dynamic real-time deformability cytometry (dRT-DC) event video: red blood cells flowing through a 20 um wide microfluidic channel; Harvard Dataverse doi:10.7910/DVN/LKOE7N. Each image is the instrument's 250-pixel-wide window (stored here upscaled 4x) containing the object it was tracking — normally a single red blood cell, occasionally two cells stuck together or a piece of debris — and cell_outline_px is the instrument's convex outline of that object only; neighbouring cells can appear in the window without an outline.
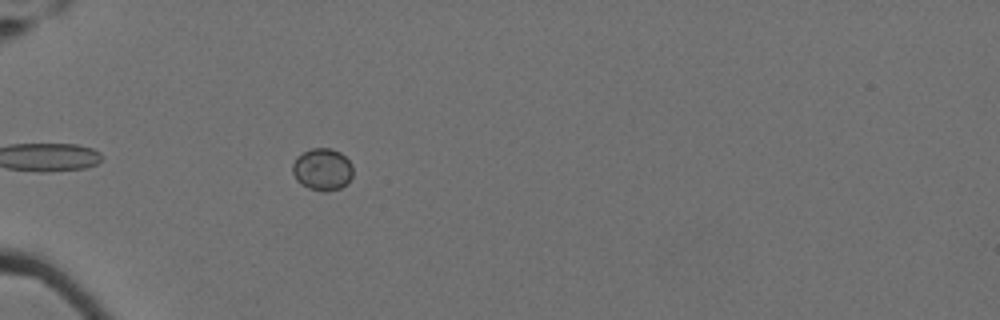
{"species": "Egyptian fruit bat (a non-hibernating species)", "species_latin": "Rousettus aegyptiacus", "temperature_condition": "cold", "stored_images_in_passage": 15, "camera_frame_rate_fps": 3000, "um_per_image_px": 0.085, "animal": {"sex": "female"}, "frame": {"image": 1, "passage_image": 7, "time_ms": 2.0, "image_size_px": [1000, 320], "cell_outline_px": [[352, 176], [340, 188], [328, 192], [320, 192], [308, 188], [300, 184], [296, 180], [292, 172], [292, 164], [296, 156], [312, 148], [332, 148], [340, 152], [352, 164]], "centroid_in_image_um": [27.37, 14.4], "position_along_channel_um": 57.6, "area_um2": 14.97}}
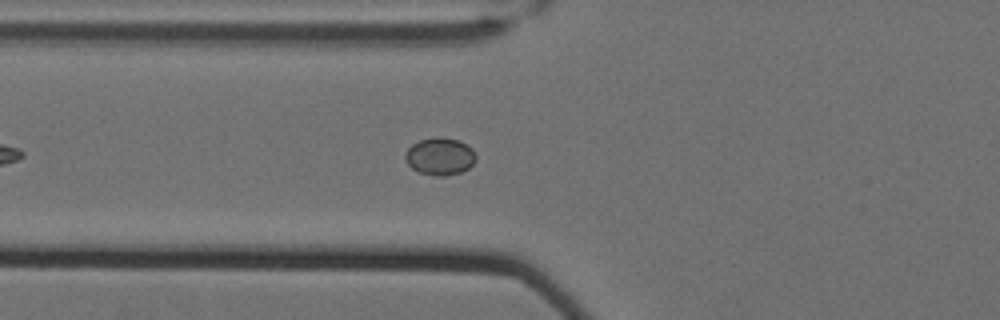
{"frame": {"image": 2, "passage_image": 11, "time_ms": 3.333, "image_size_px": [1000, 320], "cell_outline_px": [[476, 160], [468, 168], [460, 172], [444, 176], [432, 176], [416, 172], [408, 164], [404, 156], [408, 148], [412, 144], [420, 140], [436, 136], [440, 136], [460, 140], [472, 148], [476, 156]], "centroid_in_image_um": [37.38, 13.29], "position_along_channel_um": 88.4, "area_um2": 15.61}}